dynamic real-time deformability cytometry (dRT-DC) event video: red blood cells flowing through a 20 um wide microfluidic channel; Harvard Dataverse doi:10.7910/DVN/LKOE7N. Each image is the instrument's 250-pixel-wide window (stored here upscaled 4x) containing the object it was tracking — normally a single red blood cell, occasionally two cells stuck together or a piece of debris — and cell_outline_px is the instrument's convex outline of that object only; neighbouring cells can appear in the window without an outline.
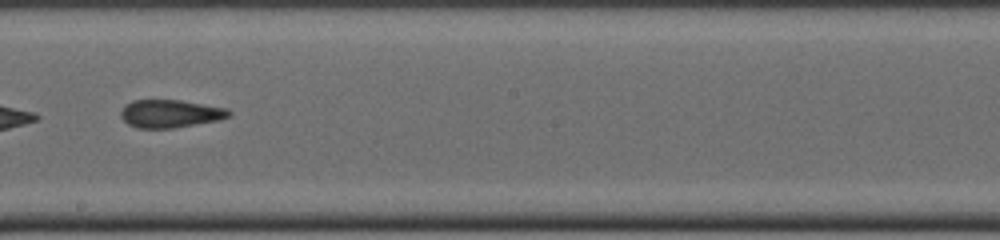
{"species": "common noctule bat (a hibernating species)", "species_latin": "Nyctalus noctula", "temperature_condition": "cold", "stored_images_in_passage": 29, "camera_frame_rate_fps": 3000, "um_per_image_px": 0.085, "animal": {"sex": "male", "body_mass_g": 19.0, "forearm_length_mm": 50.8}, "frame": {"image": 1, "passage_image": 13, "time_ms": 4.0, "image_size_px": [1000, 240], "cell_outline_px": [[232, 116], [220, 120], [172, 128], [140, 128], [128, 124], [120, 116], [120, 112], [124, 104], [132, 100], [180, 100], [228, 108], [232, 112]], "centroid_in_image_um": [14.49, 9.65], "position_along_channel_um": 233.7, "area_um2": 17.74}}